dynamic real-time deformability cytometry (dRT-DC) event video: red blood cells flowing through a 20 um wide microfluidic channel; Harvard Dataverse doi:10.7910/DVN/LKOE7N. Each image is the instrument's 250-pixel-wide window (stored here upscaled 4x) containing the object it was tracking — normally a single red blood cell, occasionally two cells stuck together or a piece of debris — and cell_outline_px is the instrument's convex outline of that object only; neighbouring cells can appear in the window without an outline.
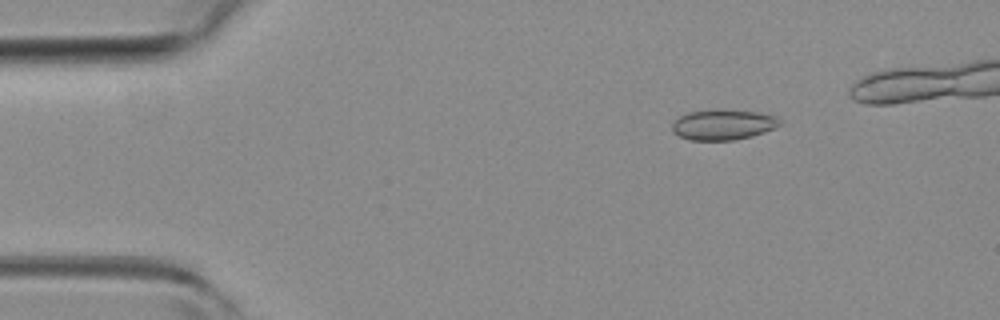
{"species": "common noctule bat (a hibernating species)", "species_latin": "Nyctalus noctula", "temperature_condition": "room temperature", "stored_images_in_passage": 39, "camera_frame_rate_fps": 3000, "um_per_image_px": 0.085, "animal": {"sex": "female", "body_mass_g": 19.3, "forearm_length_mm": 54.1}, "frame": {"image": 1, "passage_image": 2, "time_ms": 0.333, "image_size_px": [1000, 320], "cell_outline_px": [[780, 124], [764, 132], [752, 136], [732, 140], [688, 140], [672, 132], [672, 124], [680, 116], [688, 112], [716, 108], [720, 108], [760, 112], [776, 116], [780, 120]], "centroid_in_image_um": [61.44, 10.57], "position_along_channel_um": 23.6, "area_um2": 19.31}}
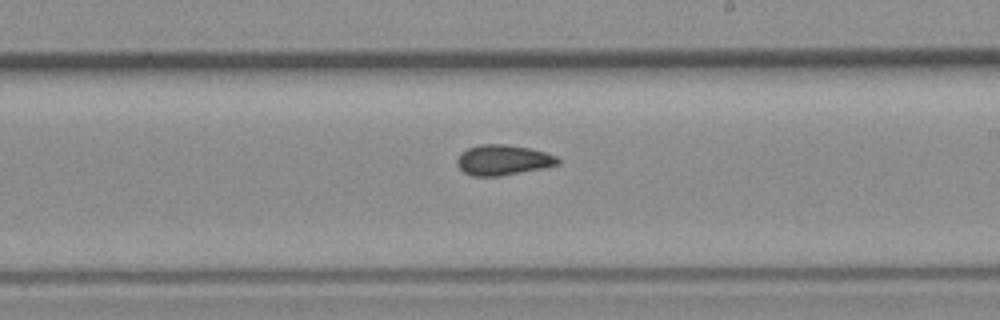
{"frame": {"image": 2, "passage_image": 24, "time_ms": 7.667, "image_size_px": [1000, 320], "cell_outline_px": [[560, 164], [544, 168], [500, 176], [472, 176], [464, 172], [456, 164], [456, 160], [460, 152], [468, 148], [480, 144], [504, 144], [528, 148], [544, 152], [556, 156], [560, 160]], "centroid_in_image_um": [42.74, 13.6], "position_along_channel_um": 246.3, "area_um2": 17.86}}
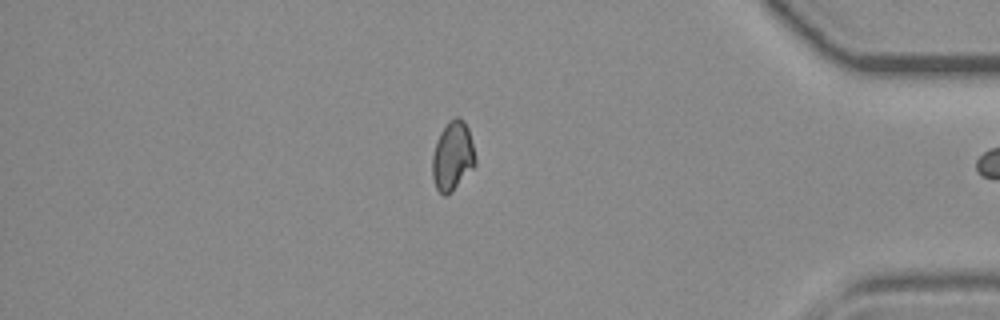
{"frame": {"image": 3, "passage_image": 38, "time_ms": 12.333, "image_size_px": [1000, 320], "cell_outline_px": [[476, 164], [444, 196], [436, 188], [432, 176], [432, 156], [436, 140], [440, 132], [448, 120], [456, 116], [460, 116], [464, 120], [468, 128], [476, 160]], "centroid_in_image_um": [38.44, 13.18], "position_along_channel_um": 396.8, "area_um2": 16.99}}